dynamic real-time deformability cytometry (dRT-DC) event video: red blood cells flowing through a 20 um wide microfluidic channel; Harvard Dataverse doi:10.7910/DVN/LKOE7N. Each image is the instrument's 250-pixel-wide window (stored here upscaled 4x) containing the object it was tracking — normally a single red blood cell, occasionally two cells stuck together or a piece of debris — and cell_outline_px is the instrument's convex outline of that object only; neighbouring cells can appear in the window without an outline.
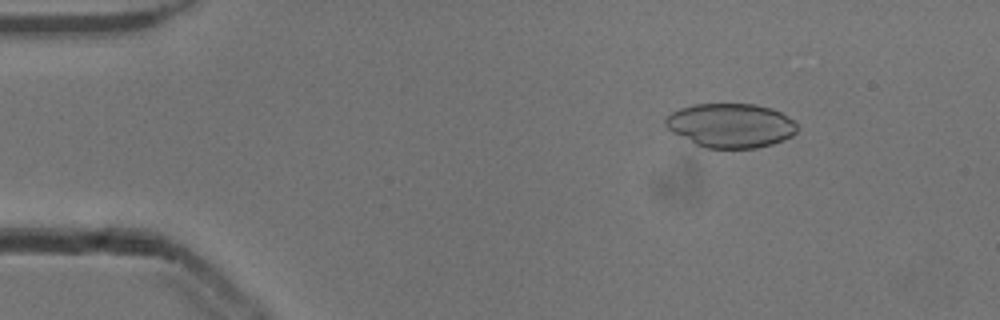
{"species": "common noctule bat (a hibernating species)", "species_latin": "Nyctalus noctula", "temperature_condition": "cold", "stored_images_in_passage": 12, "camera_frame_rate_fps": 3000, "um_per_image_px": 0.085, "animal": {"sex": "male", "body_mass_g": 13.3}, "frame": {"image": 1, "passage_image": 7, "time_ms": 2.0, "image_size_px": [1000, 320], "cell_outline_px": [[796, 132], [792, 136], [784, 140], [772, 144], [756, 148], [704, 148], [672, 132], [664, 124], [664, 120], [672, 112], [680, 108], [696, 104], [756, 104], [772, 108], [780, 112], [792, 120], [796, 124]], "centroid_in_image_um": [62.1, 10.66], "position_along_channel_um": 22.9, "area_um2": 33.81}}